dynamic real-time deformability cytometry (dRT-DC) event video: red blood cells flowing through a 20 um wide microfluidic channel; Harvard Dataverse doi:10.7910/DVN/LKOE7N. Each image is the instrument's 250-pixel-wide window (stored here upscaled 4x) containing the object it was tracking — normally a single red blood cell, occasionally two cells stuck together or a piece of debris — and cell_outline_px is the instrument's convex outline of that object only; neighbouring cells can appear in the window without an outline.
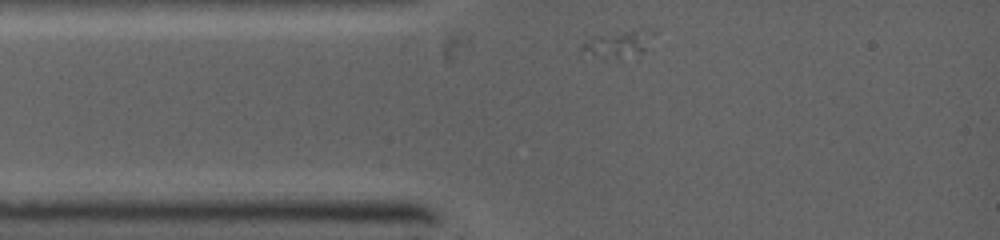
{"species": "common noctule bat (a hibernating species)", "species_latin": "Nyctalus noctula", "temperature_condition": "warm", "stored_images_in_passage": 20, "camera_frame_rate_fps": 5000, "um_per_image_px": 0.085, "animal": {"sex": "female", "body_mass_g": 19.0, "forearm_length_mm": 53.3}, "frame": {"image": 1, "passage_image": 1, "time_ms": 0.0, "image_size_px": [1000, 240], "cell_outline_px": [[656, 32], [636, 60], [620, 60], [592, 56], [580, 52], [580, 48], [584, 40], [592, 36], [648, 28]], "centroid_in_image_um": [52.55, 3.79], "position_along_channel_um": 32.5, "area_um2": 11.85}}
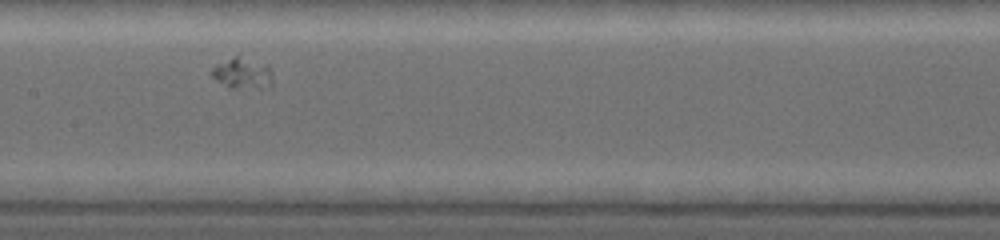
{"frame": {"image": 2, "passage_image": 17, "time_ms": 3.8, "image_size_px": [1000, 240], "cell_outline_px": [[272, 88], [228, 88], [216, 80], [212, 76], [212, 68], [216, 64], [236, 56], [268, 64], [272, 72]], "centroid_in_image_um": [20.66, 6.26], "position_along_channel_um": 186.7, "area_um2": 11.1}}